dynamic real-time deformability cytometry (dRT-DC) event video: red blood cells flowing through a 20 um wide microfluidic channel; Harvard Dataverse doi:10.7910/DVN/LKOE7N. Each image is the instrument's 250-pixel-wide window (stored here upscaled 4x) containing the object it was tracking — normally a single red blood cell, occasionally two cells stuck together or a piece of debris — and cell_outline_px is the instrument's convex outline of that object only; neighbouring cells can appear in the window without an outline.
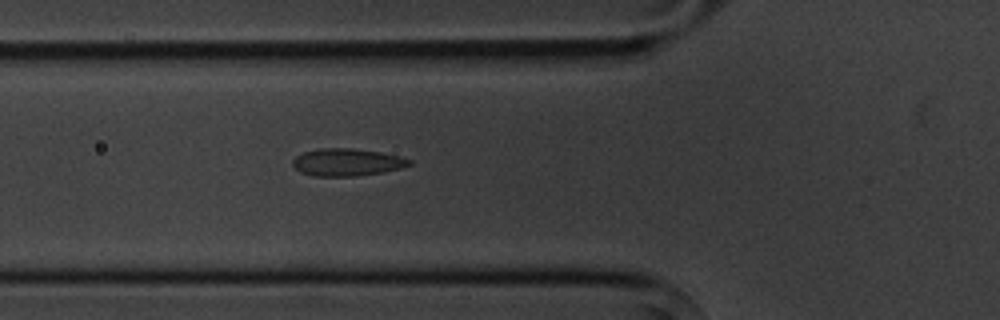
{"species": "common noctule bat (a hibernating species)", "species_latin": "Nyctalus noctula", "temperature_condition": "cold", "stored_images_in_passage": 6, "camera_frame_rate_fps": 3000, "um_per_image_px": 0.085, "animal": {"sex": "male", "body_mass_g": 20.1, "forearm_length_mm": 53.5}, "frame": {"image": 1, "passage_image": 6, "time_ms": 7.0, "image_size_px": [1000, 320], "cell_outline_px": [[412, 164], [400, 168], [380, 172], [356, 176], [312, 176], [300, 172], [292, 164], [292, 160], [296, 156], [304, 152], [316, 148], [352, 148], [380, 152], [400, 156], [412, 160]], "centroid_in_image_um": [29.47, 13.78], "position_along_channel_um": 96.3, "area_um2": 18.61}}